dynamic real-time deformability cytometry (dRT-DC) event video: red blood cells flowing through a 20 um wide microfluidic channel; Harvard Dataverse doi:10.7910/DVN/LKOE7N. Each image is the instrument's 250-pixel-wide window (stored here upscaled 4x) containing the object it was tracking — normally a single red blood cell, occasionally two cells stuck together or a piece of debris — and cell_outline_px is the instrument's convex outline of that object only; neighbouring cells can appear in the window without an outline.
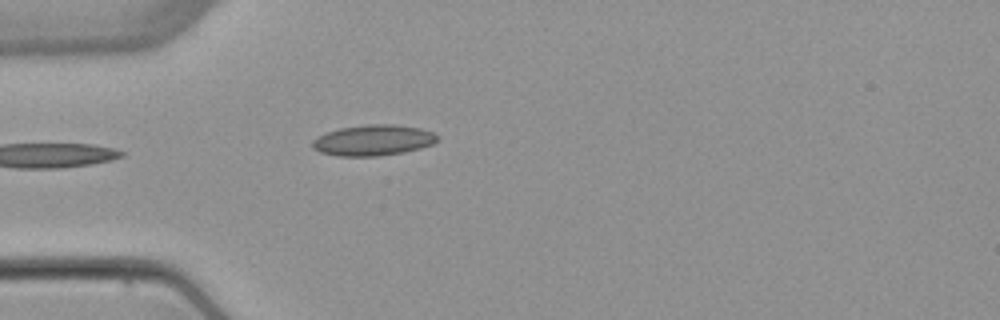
{"species": "common noctule bat (a hibernating species)", "species_latin": "Nyctalus noctula", "temperature_condition": "warm", "stored_images_in_passage": 5, "camera_frame_rate_fps": 3000, "um_per_image_px": 0.085, "animal": {"sex": "female", "body_mass_g": 22.7, "forearm_length_mm": 54.2}, "frame": {"image": 1, "passage_image": 5, "time_ms": 4.667, "image_size_px": [1000, 320], "cell_outline_px": [[440, 136], [432, 144], [420, 148], [404, 152], [380, 156], [336, 156], [320, 152], [312, 148], [312, 140], [328, 132], [340, 128], [368, 124], [392, 124], [420, 128], [432, 132]], "centroid_in_image_um": [31.72, 11.92], "position_along_channel_um": 53.3, "area_um2": 22.37}}